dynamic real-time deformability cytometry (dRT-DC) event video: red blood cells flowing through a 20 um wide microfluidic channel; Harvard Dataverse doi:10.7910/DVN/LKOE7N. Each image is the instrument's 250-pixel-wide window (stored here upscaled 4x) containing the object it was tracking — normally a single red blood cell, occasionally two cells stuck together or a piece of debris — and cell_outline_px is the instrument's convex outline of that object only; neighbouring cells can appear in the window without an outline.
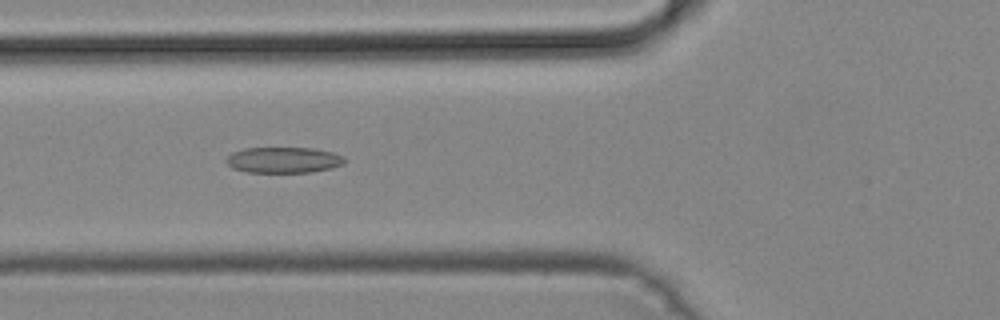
{"species": "common noctule bat (a hibernating species)", "species_latin": "Nyctalus noctula", "temperature_condition": "cold", "stored_images_in_passage": 12, "camera_frame_rate_fps": 3000, "um_per_image_px": 0.085, "animal": {"sex": "male", "body_mass_g": 19.2, "forearm_length_mm": 51.8}, "frame": {"image": 1, "passage_image": 7, "time_ms": 2.0, "image_size_px": [1000, 320], "cell_outline_px": [[344, 164], [312, 172], [248, 172], [232, 168], [224, 160], [232, 152], [244, 148], [312, 148], [332, 152], [344, 156]], "centroid_in_image_um": [24.07, 13.59], "position_along_channel_um": 101.7, "area_um2": 17.74}}
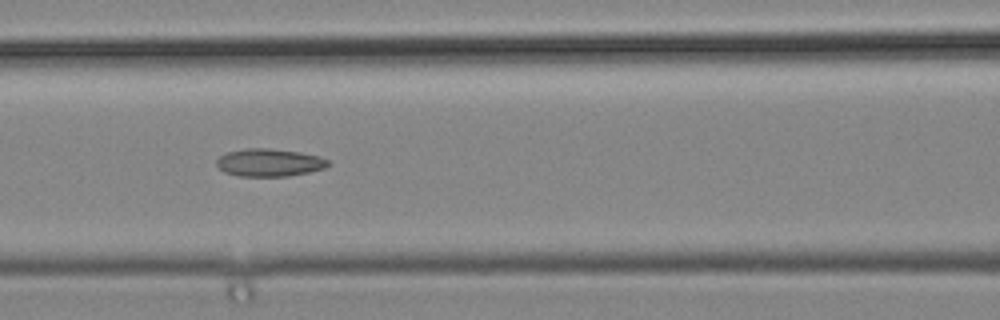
{"frame": {"image": 2, "passage_image": 10, "time_ms": 3.0, "image_size_px": [1000, 320], "cell_outline_px": [[332, 164], [324, 168], [308, 172], [288, 176], [236, 176], [224, 172], [216, 164], [216, 160], [220, 156], [228, 152], [244, 148], [268, 148], [300, 152], [320, 156], [328, 160]], "centroid_in_image_um": [22.9, 13.81], "position_along_channel_um": 143.7, "area_um2": 18.09}}